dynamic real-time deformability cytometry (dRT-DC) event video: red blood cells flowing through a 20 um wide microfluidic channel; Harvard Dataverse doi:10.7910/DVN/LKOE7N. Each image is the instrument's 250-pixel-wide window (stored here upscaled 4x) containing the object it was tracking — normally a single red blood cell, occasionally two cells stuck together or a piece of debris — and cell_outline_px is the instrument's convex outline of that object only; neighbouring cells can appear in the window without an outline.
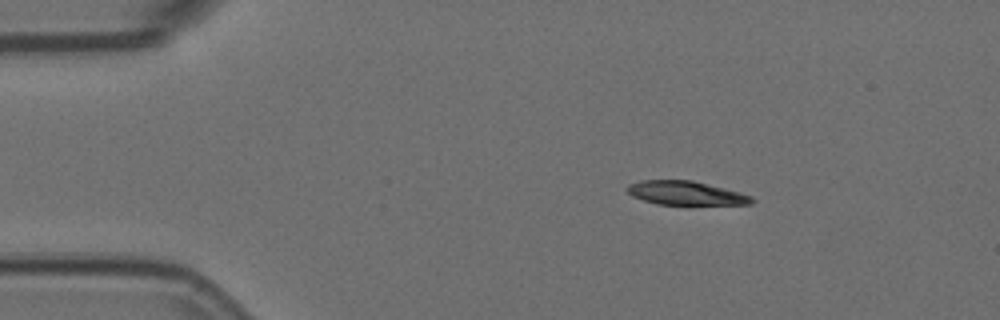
{"species": "Egyptian fruit bat (a non-hibernating species)", "species_latin": "Rousettus aegyptiacus", "temperature_condition": "room temperature", "stored_images_in_passage": 3, "camera_frame_rate_fps": 3000, "um_per_image_px": 0.085, "animal": {"sex": "female"}, "frame": {"image": 1, "passage_image": 1, "time_ms": 0.0, "image_size_px": [1000, 320], "cell_outline_px": [[756, 200], [752, 204], [688, 208], [656, 204], [632, 196], [624, 188], [628, 184], [640, 180], [692, 180], [740, 192], [752, 196]], "centroid_in_image_um": [58.35, 16.48], "position_along_channel_um": 26.6, "area_um2": 18.67}}
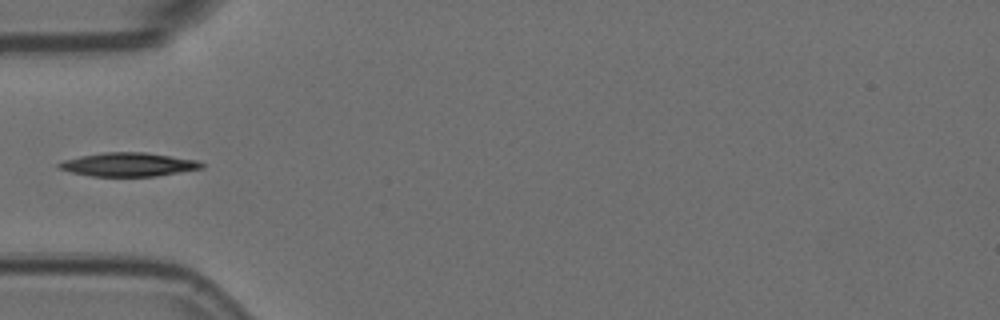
{"frame": {"image": 2, "passage_image": 3, "time_ms": 0.667, "image_size_px": [1000, 320], "cell_outline_px": [[204, 168], [156, 176], [92, 176], [72, 172], [60, 168], [56, 164], [64, 160], [80, 156], [104, 152], [144, 152], [196, 160], [204, 164]], "centroid_in_image_um": [10.92, 13.98], "position_along_channel_um": 74.1, "area_um2": 19.48}}